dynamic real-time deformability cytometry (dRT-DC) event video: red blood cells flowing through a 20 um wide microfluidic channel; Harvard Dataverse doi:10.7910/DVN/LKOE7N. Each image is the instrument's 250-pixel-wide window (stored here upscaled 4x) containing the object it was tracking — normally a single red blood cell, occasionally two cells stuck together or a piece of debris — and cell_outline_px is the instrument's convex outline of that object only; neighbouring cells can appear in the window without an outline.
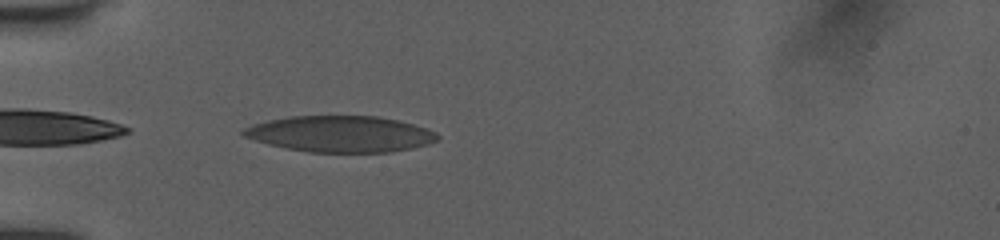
{"species": "human", "species_latin": "Homo sapiens", "temperature_condition": "room temperature", "stored_images_in_passage": 6, "camera_frame_rate_fps": 3000, "um_per_image_px": 0.085, "donor": {"sex": "female"}, "frame": {"image": 1, "passage_image": 6, "time_ms": 4.667, "image_size_px": [1000, 240], "cell_outline_px": [[440, 136], [436, 140], [428, 144], [412, 148], [392, 152], [308, 152], [268, 144], [244, 136], [240, 132], [244, 128], [256, 124], [272, 120], [292, 116], [376, 116], [396, 120], [412, 124], [436, 132]], "centroid_in_image_um": [28.96, 11.39], "position_along_channel_um": 56.0, "area_um2": 40.46}}